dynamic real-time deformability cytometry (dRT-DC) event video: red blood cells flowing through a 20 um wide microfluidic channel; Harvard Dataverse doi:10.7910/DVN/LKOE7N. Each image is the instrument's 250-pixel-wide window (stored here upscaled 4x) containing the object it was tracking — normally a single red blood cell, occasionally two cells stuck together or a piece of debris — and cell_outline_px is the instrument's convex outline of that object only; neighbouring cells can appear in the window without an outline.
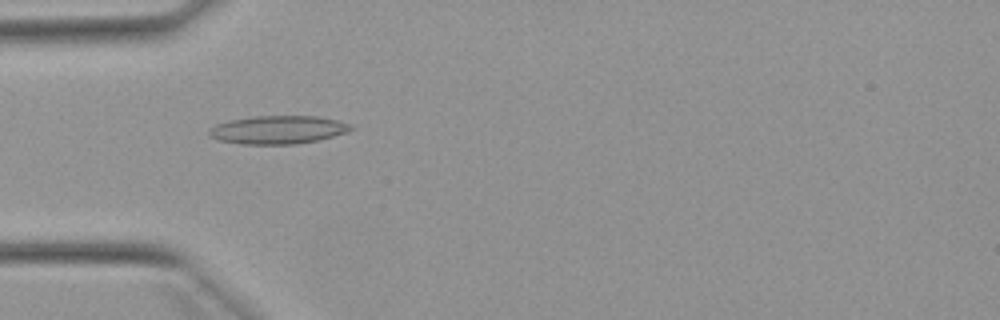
{"species": "Egyptian fruit bat (a non-hibernating species)", "species_latin": "Rousettus aegyptiacus", "temperature_condition": "warm", "stored_images_in_passage": 52, "camera_frame_rate_fps": 3000, "um_per_image_px": 0.085, "animal": {"sex": "female"}, "frame": {"image": 1, "passage_image": 16, "time_ms": 5.0, "image_size_px": [1000, 320], "cell_outline_px": [[356, 128], [348, 132], [316, 140], [296, 144], [240, 144], [220, 140], [208, 136], [208, 128], [216, 124], [232, 120], [256, 116], [316, 116], [336, 120], [352, 124]], "centroid_in_image_um": [23.63, 11.03], "position_along_channel_um": 61.4, "area_um2": 23.29}}
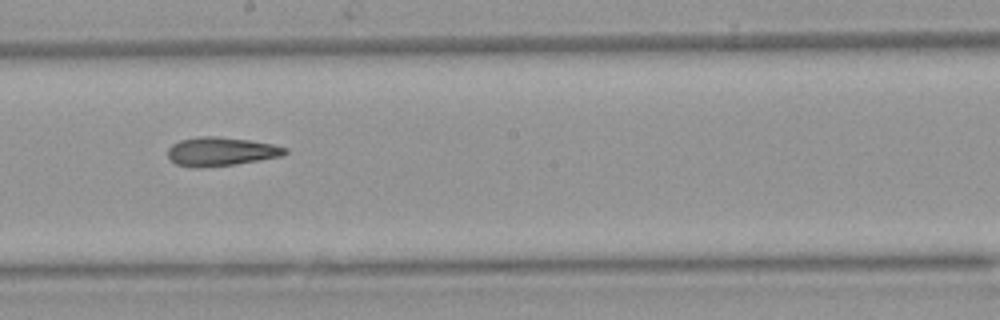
{"frame": {"image": 2, "passage_image": 29, "time_ms": 9.333, "image_size_px": [1000, 320], "cell_outline_px": [[288, 152], [280, 156], [260, 160], [236, 164], [200, 168], [192, 168], [176, 164], [168, 156], [168, 148], [172, 144], [180, 140], [200, 136], [216, 136], [248, 140], [272, 144], [288, 148]], "centroid_in_image_um": [18.76, 12.88], "position_along_channel_um": 229.4, "area_um2": 19.65}}
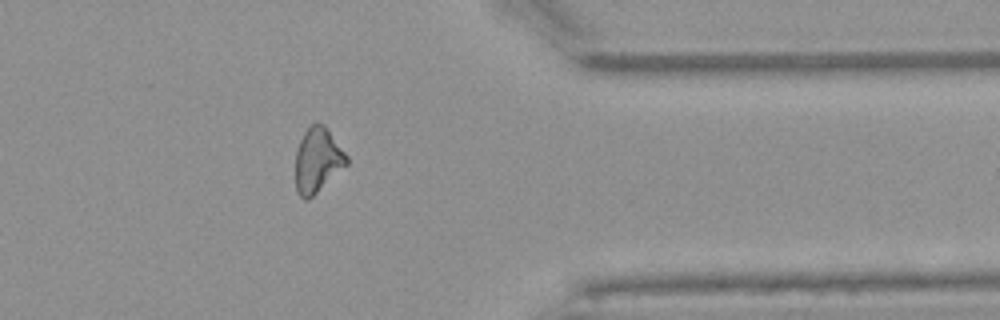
{"frame": {"image": 3, "passage_image": 42, "time_ms": 13.667, "image_size_px": [1000, 320], "cell_outline_px": [[348, 164], [308, 200], [304, 200], [300, 196], [296, 188], [296, 152], [300, 140], [304, 132], [316, 120], [324, 124], [348, 156]], "centroid_in_image_um": [27.0, 13.59], "position_along_channel_um": 384.4, "area_um2": 19.25}, "authors_computed_cell_mechanics": {"area_um2": 20.1722, "velocity_mm_per_s": 3.924, "shape_relaxation_time_tau1_ms": null, "shape_relaxation_time_tau2_ms": 3.8901, "deformation_change_tau1": null, "deformation_change_tau2": 0.1448}}